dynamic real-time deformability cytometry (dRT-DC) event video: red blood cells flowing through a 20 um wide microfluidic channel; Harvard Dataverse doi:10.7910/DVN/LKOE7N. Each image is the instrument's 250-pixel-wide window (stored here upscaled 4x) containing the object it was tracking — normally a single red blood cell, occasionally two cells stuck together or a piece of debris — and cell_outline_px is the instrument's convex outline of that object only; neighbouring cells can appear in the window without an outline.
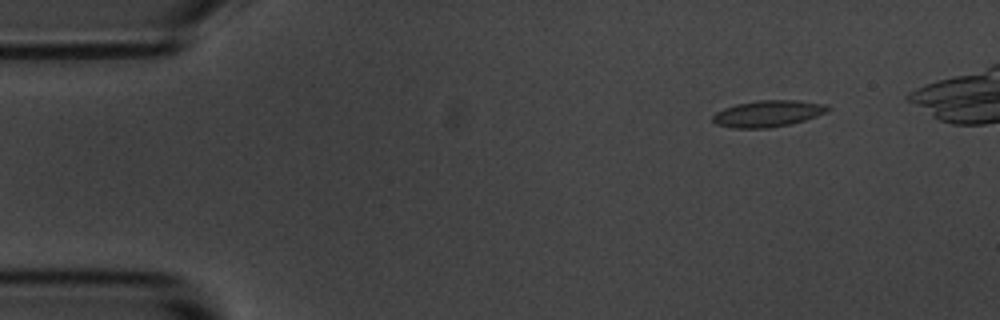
{"species": "common noctule bat (a hibernating species)", "species_latin": "Nyctalus noctula", "temperature_condition": "room temperature", "stored_images_in_passage": 4, "camera_frame_rate_fps": 3000, "um_per_image_px": 0.085, "animal": {"sex": "male", "body_mass_g": 20.1, "forearm_length_mm": 53.5}, "frame": {"image": 1, "passage_image": 1, "time_ms": 0.0, "image_size_px": [1000, 320], "cell_outline_px": [[832, 108], [816, 116], [804, 120], [788, 124], [768, 128], [732, 128], [716, 124], [712, 120], [712, 116], [716, 112], [724, 108], [736, 104], [756, 100], [800, 100], [828, 104]], "centroid_in_image_um": [65.27, 9.64], "position_along_channel_um": 19.7, "area_um2": 17.8}}